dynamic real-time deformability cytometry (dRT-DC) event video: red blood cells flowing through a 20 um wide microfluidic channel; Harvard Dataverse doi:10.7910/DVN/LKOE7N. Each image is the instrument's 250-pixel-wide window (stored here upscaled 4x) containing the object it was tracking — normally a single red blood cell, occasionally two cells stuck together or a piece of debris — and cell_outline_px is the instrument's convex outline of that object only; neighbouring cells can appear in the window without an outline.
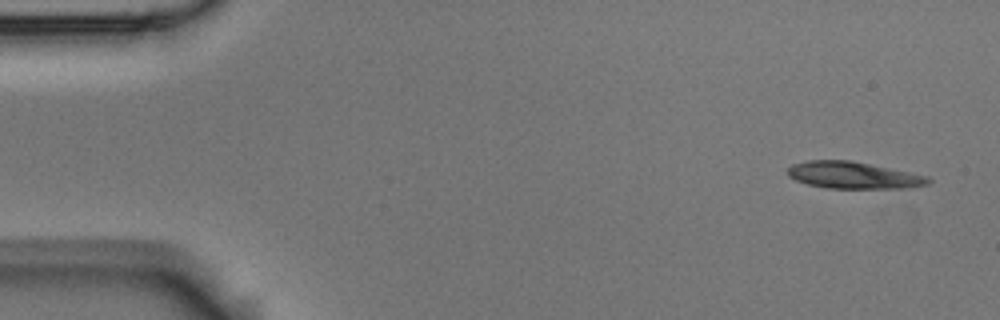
{"species": "Egyptian fruit bat (a non-hibernating species)", "species_latin": "Rousettus aegyptiacus", "temperature_condition": "room temperature", "stored_images_in_passage": 5, "segment_of_instrument_passage": [1, 2], "camera_frame_rate_fps": 3000, "um_per_image_px": 0.085, "animal": {"sex": "male"}, "frame": {"image": 1, "passage_image": 1, "time_ms": 0.0, "image_size_px": [1000, 320], "cell_outline_px": [[932, 180], [928, 184], [912, 188], [828, 188], [808, 184], [796, 180], [788, 176], [788, 168], [792, 164], [808, 160], [848, 160], [928, 176]], "centroid_in_image_um": [72.54, 14.9], "position_along_channel_um": 12.5, "area_um2": 21.79}}